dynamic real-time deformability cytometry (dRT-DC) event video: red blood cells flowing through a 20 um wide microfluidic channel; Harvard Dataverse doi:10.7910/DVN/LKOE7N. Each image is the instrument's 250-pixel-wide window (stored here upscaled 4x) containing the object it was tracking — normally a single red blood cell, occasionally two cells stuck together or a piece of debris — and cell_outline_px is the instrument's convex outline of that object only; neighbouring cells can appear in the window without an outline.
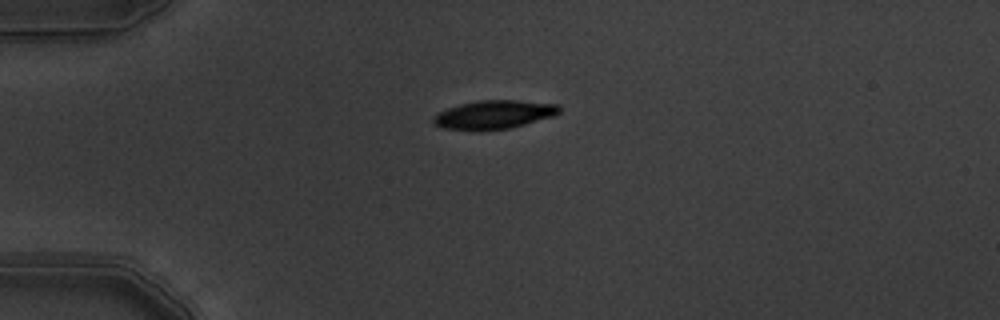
{"species": "common noctule bat (a hibernating species)", "species_latin": "Nyctalus noctula", "temperature_condition": "warm", "stored_images_in_passage": 2, "camera_frame_rate_fps": 3000, "um_per_image_px": 0.085, "animal": {"sex": "male", "body_mass_g": 19.5, "forearm_length_mm": 54.6}, "frame": {"image": 1, "passage_image": 1, "time_ms": 0.0, "image_size_px": [1000, 320], "cell_outline_px": [[560, 112], [552, 116], [524, 124], [508, 128], [444, 128], [436, 124], [432, 120], [432, 116], [448, 108], [460, 104], [480, 100], [520, 100], [560, 104]], "centroid_in_image_um": [42.04, 9.69], "position_along_channel_um": 43.0, "area_um2": 20.17}}